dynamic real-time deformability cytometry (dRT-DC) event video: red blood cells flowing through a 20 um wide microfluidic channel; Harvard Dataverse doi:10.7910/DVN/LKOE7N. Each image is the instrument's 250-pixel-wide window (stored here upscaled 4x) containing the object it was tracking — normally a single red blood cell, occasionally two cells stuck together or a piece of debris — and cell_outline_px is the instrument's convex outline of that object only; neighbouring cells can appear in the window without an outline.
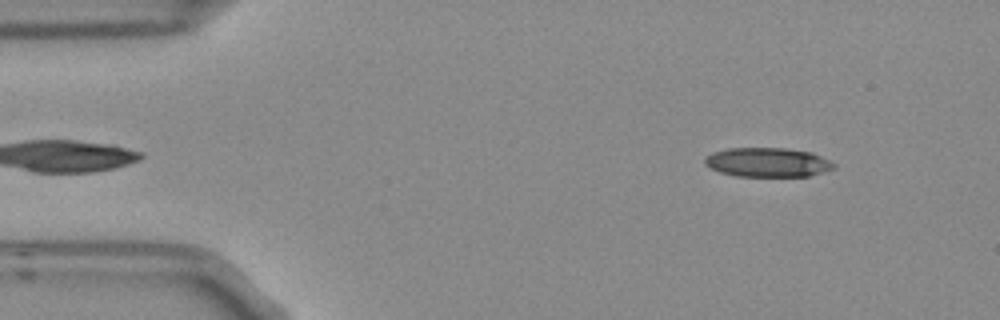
{"species": "Egyptian fruit bat (a non-hibernating species)", "species_latin": "Rousettus aegyptiacus", "temperature_condition": "room temperature", "stored_images_in_passage": 4, "camera_frame_rate_fps": 3000, "um_per_image_px": 0.085, "frame": {"image": 1, "passage_image": 1, "time_ms": 0.0, "image_size_px": [1000, 320], "cell_outline_px": [[836, 168], [808, 176], [736, 176], [720, 172], [704, 164], [704, 156], [712, 152], [728, 148], [784, 148], [812, 152], [836, 164]], "centroid_in_image_um": [65.23, 13.79], "position_along_channel_um": 19.8, "area_um2": 22.02}}
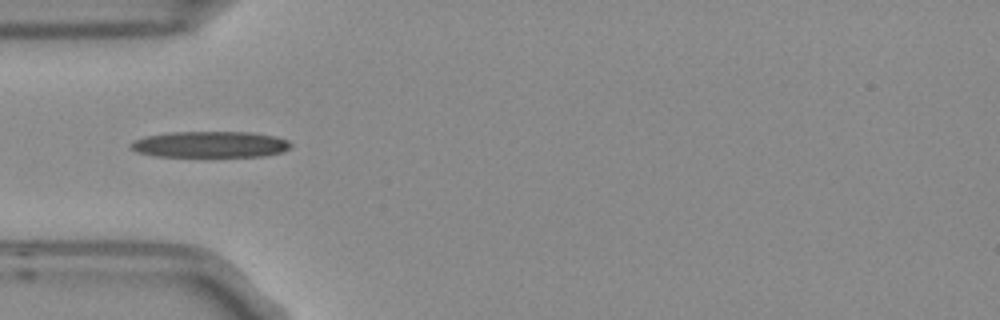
{"frame": {"image": 2, "passage_image": 4, "time_ms": 1.0, "image_size_px": [1000, 320], "cell_outline_px": [[292, 148], [284, 152], [264, 156], [156, 156], [136, 152], [128, 144], [144, 136], [168, 132], [252, 132], [276, 136], [288, 140], [292, 144]], "centroid_in_image_um": [17.91, 12.27], "position_along_channel_um": 67.1, "area_um2": 24.62}}